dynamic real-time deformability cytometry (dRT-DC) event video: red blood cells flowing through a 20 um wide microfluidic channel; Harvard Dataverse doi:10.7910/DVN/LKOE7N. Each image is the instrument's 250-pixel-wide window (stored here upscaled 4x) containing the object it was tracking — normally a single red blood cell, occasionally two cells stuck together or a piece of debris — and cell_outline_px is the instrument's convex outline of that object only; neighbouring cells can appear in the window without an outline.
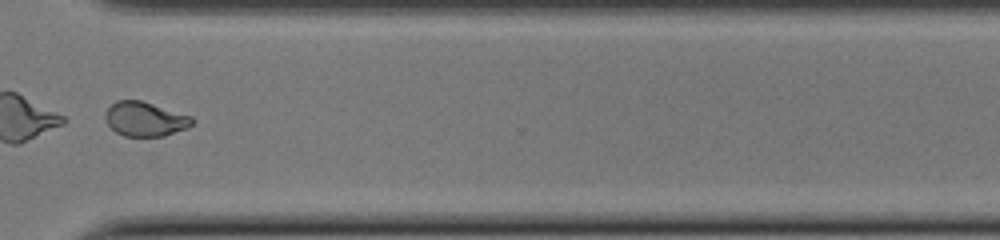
{"species": "common noctule bat (a hibernating species)", "species_latin": "Nyctalus noctula", "temperature_condition": "cold", "stored_images_in_passage": 49, "segment_of_instrument_passage": [2, 2], "camera_frame_rate_fps": 3000, "um_per_image_px": 0.085, "animal": {"sex": "female", "body_mass_g": 22.0, "forearm_length_mm": 56.7}, "frame": {"image": 1, "passage_image": 37, "time_ms": 12.0, "image_size_px": [1000, 240], "cell_outline_px": [[192, 124], [188, 128], [164, 136], [124, 136], [116, 132], [108, 124], [104, 116], [104, 112], [116, 100], [140, 100], [192, 116]], "centroid_in_image_um": [12.32, 10.12], "position_along_channel_um": 358.3, "area_um2": 17.34}}